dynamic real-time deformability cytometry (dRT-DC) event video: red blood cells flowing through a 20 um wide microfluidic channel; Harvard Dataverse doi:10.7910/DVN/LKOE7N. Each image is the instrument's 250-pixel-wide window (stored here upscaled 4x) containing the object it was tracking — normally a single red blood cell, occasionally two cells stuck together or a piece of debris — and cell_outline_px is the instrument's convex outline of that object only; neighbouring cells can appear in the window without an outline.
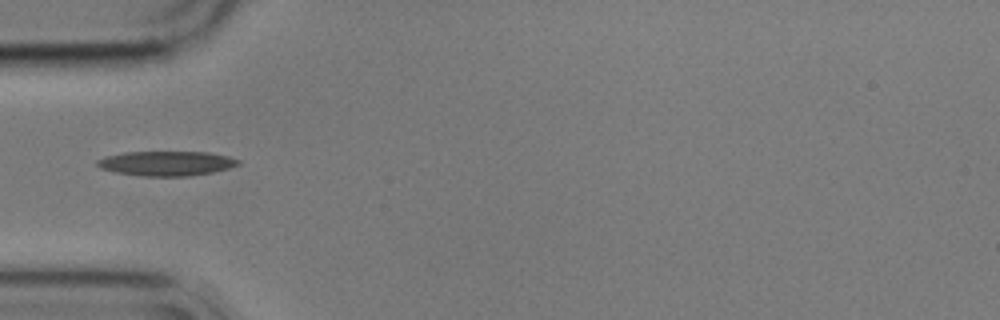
{"species": "common noctule bat (a hibernating species)", "species_latin": "Nyctalus noctula", "temperature_condition": "cold", "stored_images_in_passage": 12, "camera_frame_rate_fps": 3000, "um_per_image_px": 0.085, "animal": {"sex": "male", "body_mass_g": 17.9}, "frame": {"image": 1, "passage_image": 1, "time_ms": 0.0, "image_size_px": [1000, 320], "cell_outline_px": [[240, 164], [228, 168], [212, 172], [188, 176], [144, 176], [116, 172], [100, 168], [96, 164], [96, 160], [104, 156], [124, 152], [208, 152], [228, 156], [240, 160]], "centroid_in_image_um": [14.13, 13.88], "position_along_channel_um": 70.9, "area_um2": 20.23}}